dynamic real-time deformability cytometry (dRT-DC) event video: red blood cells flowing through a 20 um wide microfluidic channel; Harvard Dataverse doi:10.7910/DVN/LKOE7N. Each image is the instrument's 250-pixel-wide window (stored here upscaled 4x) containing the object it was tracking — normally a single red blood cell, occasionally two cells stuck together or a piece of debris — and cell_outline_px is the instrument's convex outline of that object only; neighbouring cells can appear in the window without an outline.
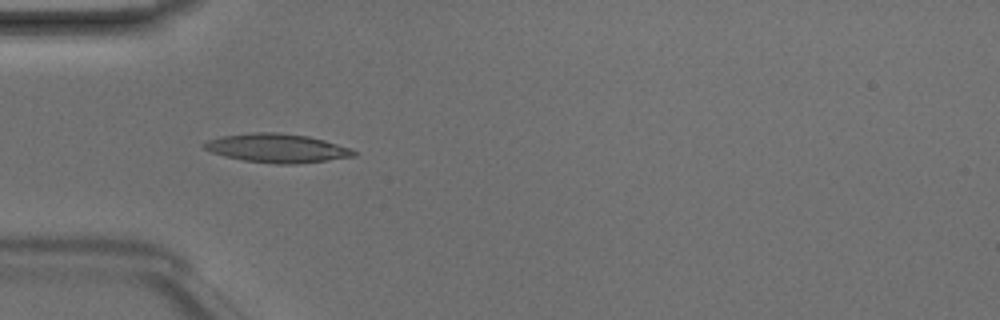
{"species": "Egyptian fruit bat (a non-hibernating species)", "species_latin": "Rousettus aegyptiacus", "temperature_condition": "room temperature", "stored_images_in_passage": 45, "camera_frame_rate_fps": 3000, "um_per_image_px": 0.085, "animal": {"sex": "male"}, "frame": {"image": 1, "passage_image": 12, "time_ms": 3.667, "image_size_px": [1000, 320], "cell_outline_px": [[356, 156], [296, 164], [276, 164], [244, 160], [224, 156], [212, 152], [204, 148], [200, 144], [208, 140], [224, 136], [252, 132], [276, 132], [308, 136], [324, 140], [352, 148], [356, 152]], "centroid_in_image_um": [23.55, 12.59], "position_along_channel_um": 61.4, "area_um2": 25.03}}
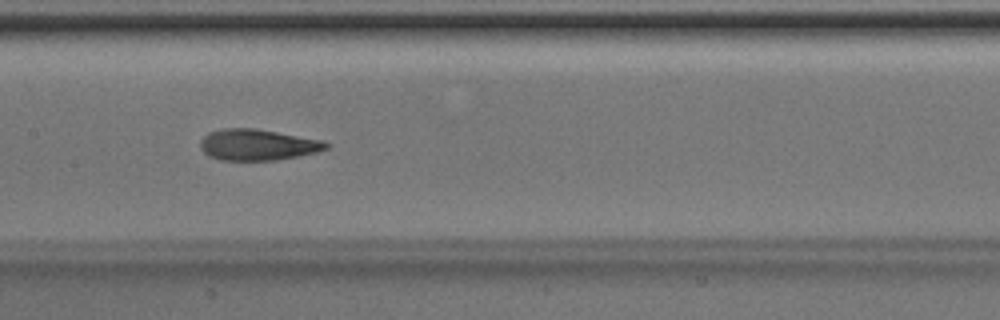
{"frame": {"image": 2, "passage_image": 21, "time_ms": 6.667, "image_size_px": [1000, 320], "cell_outline_px": [[332, 144], [328, 148], [316, 152], [300, 156], [276, 160], [220, 160], [208, 156], [200, 148], [200, 140], [208, 132], [224, 128], [256, 128], [324, 140]], "centroid_in_image_um": [21.92, 12.3], "position_along_channel_um": 185.5, "area_um2": 23.12}}
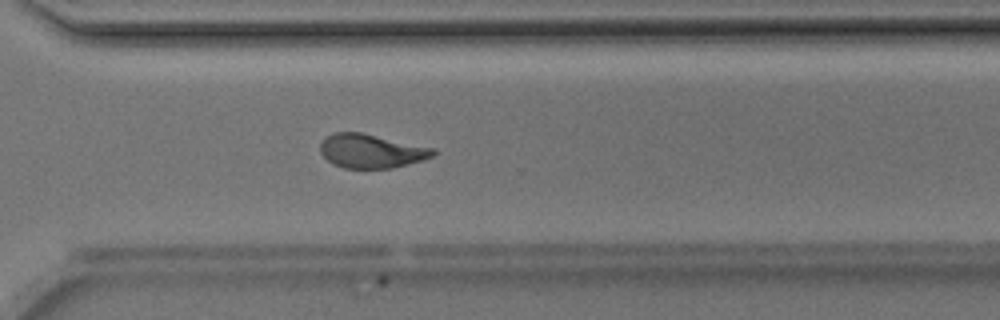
{"frame": {"image": 3, "passage_image": 32, "time_ms": 10.333, "image_size_px": [1000, 320], "cell_outline_px": [[436, 152], [432, 156], [420, 160], [392, 168], [344, 168], [332, 164], [320, 152], [320, 144], [332, 132], [360, 132], [436, 148]], "centroid_in_image_um": [31.54, 12.83], "position_along_channel_um": 339.1, "area_um2": 22.14}, "authors_computed_cell_mechanics": {"area_um2": 22.8888, "velocity_mm_per_s": 4.2017, "shape_relaxation_time_tau1_ms": 3.4957, "shape_relaxation_time_tau2_ms": 1.1015, "deformation_change_tau1": 0.1565, "deformation_change_tau2": 0.0769}}